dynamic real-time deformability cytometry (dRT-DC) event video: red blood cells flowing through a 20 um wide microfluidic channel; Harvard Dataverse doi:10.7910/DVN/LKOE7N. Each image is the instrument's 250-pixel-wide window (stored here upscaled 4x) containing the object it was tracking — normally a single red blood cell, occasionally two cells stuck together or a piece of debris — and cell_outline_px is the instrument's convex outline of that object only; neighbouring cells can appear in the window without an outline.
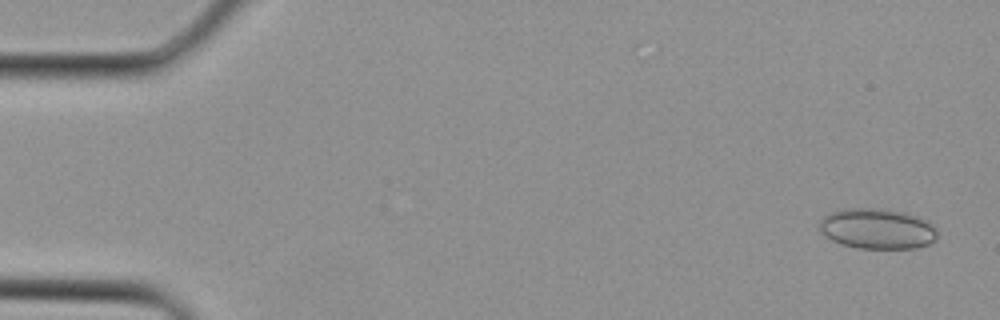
{"species": "Egyptian fruit bat (a non-hibernating species)", "species_latin": "Rousettus aegyptiacus", "temperature_condition": "cold", "stored_images_in_passage": 2, "camera_frame_rate_fps": 3000, "um_per_image_px": 0.085, "animal": {"sex": "female"}, "frame": {"image": 1, "passage_image": 1, "time_ms": 0.0, "image_size_px": [1000, 320], "cell_outline_px": [[936, 240], [928, 244], [916, 248], [860, 248], [844, 244], [832, 240], [824, 236], [820, 232], [820, 220], [824, 216], [832, 212], [844, 208], [872, 208], [908, 212], [928, 220], [936, 228]], "centroid_in_image_um": [74.59, 19.43], "position_along_channel_um": 10.4, "area_um2": 27.86}}